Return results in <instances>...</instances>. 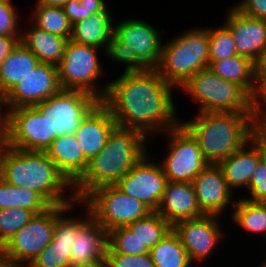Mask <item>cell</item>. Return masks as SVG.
<instances>
[{"label": "cell", "mask_w": 266, "mask_h": 267, "mask_svg": "<svg viewBox=\"0 0 266 267\" xmlns=\"http://www.w3.org/2000/svg\"><path fill=\"white\" fill-rule=\"evenodd\" d=\"M108 84L101 102L119 127L135 129L152 137L154 132L163 134L181 124L171 95V89L176 87L167 83L155 69L124 72Z\"/></svg>", "instance_id": "cell-1"}, {"label": "cell", "mask_w": 266, "mask_h": 267, "mask_svg": "<svg viewBox=\"0 0 266 267\" xmlns=\"http://www.w3.org/2000/svg\"><path fill=\"white\" fill-rule=\"evenodd\" d=\"M143 133L116 125L108 136L105 147L88 162L83 175L73 184L76 200L82 201L92 190L115 185L147 153Z\"/></svg>", "instance_id": "cell-2"}, {"label": "cell", "mask_w": 266, "mask_h": 267, "mask_svg": "<svg viewBox=\"0 0 266 267\" xmlns=\"http://www.w3.org/2000/svg\"><path fill=\"white\" fill-rule=\"evenodd\" d=\"M0 177L16 187L39 193L51 206L68 205L76 201L63 195L73 193V185L58 170L45 151H26L6 147L0 151ZM64 191V192H63Z\"/></svg>", "instance_id": "cell-3"}, {"label": "cell", "mask_w": 266, "mask_h": 267, "mask_svg": "<svg viewBox=\"0 0 266 267\" xmlns=\"http://www.w3.org/2000/svg\"><path fill=\"white\" fill-rule=\"evenodd\" d=\"M253 113L200 112L181 124L197 140L204 159L218 164L252 137Z\"/></svg>", "instance_id": "cell-4"}, {"label": "cell", "mask_w": 266, "mask_h": 267, "mask_svg": "<svg viewBox=\"0 0 266 267\" xmlns=\"http://www.w3.org/2000/svg\"><path fill=\"white\" fill-rule=\"evenodd\" d=\"M208 67V27H203L185 31L163 44L155 70L167 83L178 88L198 71Z\"/></svg>", "instance_id": "cell-5"}, {"label": "cell", "mask_w": 266, "mask_h": 267, "mask_svg": "<svg viewBox=\"0 0 266 267\" xmlns=\"http://www.w3.org/2000/svg\"><path fill=\"white\" fill-rule=\"evenodd\" d=\"M180 89L200 103L199 113H252V97L241 86L214 74L209 67L194 74Z\"/></svg>", "instance_id": "cell-6"}, {"label": "cell", "mask_w": 266, "mask_h": 267, "mask_svg": "<svg viewBox=\"0 0 266 267\" xmlns=\"http://www.w3.org/2000/svg\"><path fill=\"white\" fill-rule=\"evenodd\" d=\"M98 50L95 46L79 44L70 39L67 41L62 60L57 65L62 89L81 90L92 94L99 101L104 99L109 84L104 88L95 86L103 74Z\"/></svg>", "instance_id": "cell-7"}, {"label": "cell", "mask_w": 266, "mask_h": 267, "mask_svg": "<svg viewBox=\"0 0 266 267\" xmlns=\"http://www.w3.org/2000/svg\"><path fill=\"white\" fill-rule=\"evenodd\" d=\"M92 217L108 232L128 226L153 211L142 201L122 192L116 185H105L92 190L82 200Z\"/></svg>", "instance_id": "cell-8"}, {"label": "cell", "mask_w": 266, "mask_h": 267, "mask_svg": "<svg viewBox=\"0 0 266 267\" xmlns=\"http://www.w3.org/2000/svg\"><path fill=\"white\" fill-rule=\"evenodd\" d=\"M100 101L81 90L61 89L35 107L50 124V145L58 136L73 135L83 118Z\"/></svg>", "instance_id": "cell-9"}, {"label": "cell", "mask_w": 266, "mask_h": 267, "mask_svg": "<svg viewBox=\"0 0 266 267\" xmlns=\"http://www.w3.org/2000/svg\"><path fill=\"white\" fill-rule=\"evenodd\" d=\"M57 220V205L35 216L1 248L0 255L17 264L28 266L52 241Z\"/></svg>", "instance_id": "cell-10"}, {"label": "cell", "mask_w": 266, "mask_h": 267, "mask_svg": "<svg viewBox=\"0 0 266 267\" xmlns=\"http://www.w3.org/2000/svg\"><path fill=\"white\" fill-rule=\"evenodd\" d=\"M168 135V155L160 163L169 182L192 183L209 165L204 159L197 140L182 125L165 131ZM163 164V165H162Z\"/></svg>", "instance_id": "cell-11"}, {"label": "cell", "mask_w": 266, "mask_h": 267, "mask_svg": "<svg viewBox=\"0 0 266 267\" xmlns=\"http://www.w3.org/2000/svg\"><path fill=\"white\" fill-rule=\"evenodd\" d=\"M74 203H83L87 208V218L65 217L64 213L67 210H73ZM91 216L90 208L80 200H76L68 205H57V220L52 241L27 267H71V244L73 243L76 231Z\"/></svg>", "instance_id": "cell-12"}, {"label": "cell", "mask_w": 266, "mask_h": 267, "mask_svg": "<svg viewBox=\"0 0 266 267\" xmlns=\"http://www.w3.org/2000/svg\"><path fill=\"white\" fill-rule=\"evenodd\" d=\"M167 182L161 164L151 161L146 154L115 185L125 194L142 201L152 211H157Z\"/></svg>", "instance_id": "cell-13"}, {"label": "cell", "mask_w": 266, "mask_h": 267, "mask_svg": "<svg viewBox=\"0 0 266 267\" xmlns=\"http://www.w3.org/2000/svg\"><path fill=\"white\" fill-rule=\"evenodd\" d=\"M9 115V147L26 151L47 150L50 124L35 106L9 109Z\"/></svg>", "instance_id": "cell-14"}, {"label": "cell", "mask_w": 266, "mask_h": 267, "mask_svg": "<svg viewBox=\"0 0 266 267\" xmlns=\"http://www.w3.org/2000/svg\"><path fill=\"white\" fill-rule=\"evenodd\" d=\"M218 217L217 215H204L179 221L172 226L185 247L191 263L205 261L219 241L221 242L223 230L220 228Z\"/></svg>", "instance_id": "cell-15"}, {"label": "cell", "mask_w": 266, "mask_h": 267, "mask_svg": "<svg viewBox=\"0 0 266 267\" xmlns=\"http://www.w3.org/2000/svg\"><path fill=\"white\" fill-rule=\"evenodd\" d=\"M57 66L40 63L5 96L9 109L35 106L61 90Z\"/></svg>", "instance_id": "cell-16"}, {"label": "cell", "mask_w": 266, "mask_h": 267, "mask_svg": "<svg viewBox=\"0 0 266 267\" xmlns=\"http://www.w3.org/2000/svg\"><path fill=\"white\" fill-rule=\"evenodd\" d=\"M158 32L151 24L130 18L114 24L113 34L129 45L149 69H155L160 61L162 47Z\"/></svg>", "instance_id": "cell-17"}, {"label": "cell", "mask_w": 266, "mask_h": 267, "mask_svg": "<svg viewBox=\"0 0 266 267\" xmlns=\"http://www.w3.org/2000/svg\"><path fill=\"white\" fill-rule=\"evenodd\" d=\"M224 25L230 30L237 51L257 62L266 47V20L254 19L230 8Z\"/></svg>", "instance_id": "cell-18"}, {"label": "cell", "mask_w": 266, "mask_h": 267, "mask_svg": "<svg viewBox=\"0 0 266 267\" xmlns=\"http://www.w3.org/2000/svg\"><path fill=\"white\" fill-rule=\"evenodd\" d=\"M199 208L205 215L221 216L228 207L233 192L218 164H209L193 180Z\"/></svg>", "instance_id": "cell-19"}, {"label": "cell", "mask_w": 266, "mask_h": 267, "mask_svg": "<svg viewBox=\"0 0 266 267\" xmlns=\"http://www.w3.org/2000/svg\"><path fill=\"white\" fill-rule=\"evenodd\" d=\"M116 125L111 112L101 101L83 118L75 135L88 161L105 147Z\"/></svg>", "instance_id": "cell-20"}, {"label": "cell", "mask_w": 266, "mask_h": 267, "mask_svg": "<svg viewBox=\"0 0 266 267\" xmlns=\"http://www.w3.org/2000/svg\"><path fill=\"white\" fill-rule=\"evenodd\" d=\"M156 212L172 226L179 221L205 215L199 208L193 183L169 181Z\"/></svg>", "instance_id": "cell-21"}, {"label": "cell", "mask_w": 266, "mask_h": 267, "mask_svg": "<svg viewBox=\"0 0 266 267\" xmlns=\"http://www.w3.org/2000/svg\"><path fill=\"white\" fill-rule=\"evenodd\" d=\"M260 161V143L252 136L242 148L220 161L218 165L224 173L229 189L233 191L234 188L249 187Z\"/></svg>", "instance_id": "cell-22"}, {"label": "cell", "mask_w": 266, "mask_h": 267, "mask_svg": "<svg viewBox=\"0 0 266 267\" xmlns=\"http://www.w3.org/2000/svg\"><path fill=\"white\" fill-rule=\"evenodd\" d=\"M45 152L72 185L88 166L89 161L85 158L75 134L58 136Z\"/></svg>", "instance_id": "cell-23"}, {"label": "cell", "mask_w": 266, "mask_h": 267, "mask_svg": "<svg viewBox=\"0 0 266 267\" xmlns=\"http://www.w3.org/2000/svg\"><path fill=\"white\" fill-rule=\"evenodd\" d=\"M107 231L92 216L76 231L71 244V266L106 256Z\"/></svg>", "instance_id": "cell-24"}, {"label": "cell", "mask_w": 266, "mask_h": 267, "mask_svg": "<svg viewBox=\"0 0 266 267\" xmlns=\"http://www.w3.org/2000/svg\"><path fill=\"white\" fill-rule=\"evenodd\" d=\"M112 13L106 9L103 13L91 15L89 18L72 25L71 41L79 44L104 48L108 47L109 40L114 33Z\"/></svg>", "instance_id": "cell-25"}, {"label": "cell", "mask_w": 266, "mask_h": 267, "mask_svg": "<svg viewBox=\"0 0 266 267\" xmlns=\"http://www.w3.org/2000/svg\"><path fill=\"white\" fill-rule=\"evenodd\" d=\"M68 39L49 33L32 25L21 32L20 42L36 55L40 63L57 66L64 55Z\"/></svg>", "instance_id": "cell-26"}, {"label": "cell", "mask_w": 266, "mask_h": 267, "mask_svg": "<svg viewBox=\"0 0 266 267\" xmlns=\"http://www.w3.org/2000/svg\"><path fill=\"white\" fill-rule=\"evenodd\" d=\"M209 69L217 76L241 86L251 97L257 84L256 64L251 59L235 55L219 61H209Z\"/></svg>", "instance_id": "cell-27"}, {"label": "cell", "mask_w": 266, "mask_h": 267, "mask_svg": "<svg viewBox=\"0 0 266 267\" xmlns=\"http://www.w3.org/2000/svg\"><path fill=\"white\" fill-rule=\"evenodd\" d=\"M39 64L36 55L20 42L0 65V95L6 96Z\"/></svg>", "instance_id": "cell-28"}, {"label": "cell", "mask_w": 266, "mask_h": 267, "mask_svg": "<svg viewBox=\"0 0 266 267\" xmlns=\"http://www.w3.org/2000/svg\"><path fill=\"white\" fill-rule=\"evenodd\" d=\"M17 207L39 214L45 212L51 205L36 191L13 186L0 177V209Z\"/></svg>", "instance_id": "cell-29"}, {"label": "cell", "mask_w": 266, "mask_h": 267, "mask_svg": "<svg viewBox=\"0 0 266 267\" xmlns=\"http://www.w3.org/2000/svg\"><path fill=\"white\" fill-rule=\"evenodd\" d=\"M150 255L155 267H190L192 264L173 229L150 250Z\"/></svg>", "instance_id": "cell-30"}, {"label": "cell", "mask_w": 266, "mask_h": 267, "mask_svg": "<svg viewBox=\"0 0 266 267\" xmlns=\"http://www.w3.org/2000/svg\"><path fill=\"white\" fill-rule=\"evenodd\" d=\"M234 212L232 221L239 225V228L252 233H261L266 237V203L252 202L245 199L233 201Z\"/></svg>", "instance_id": "cell-31"}, {"label": "cell", "mask_w": 266, "mask_h": 267, "mask_svg": "<svg viewBox=\"0 0 266 267\" xmlns=\"http://www.w3.org/2000/svg\"><path fill=\"white\" fill-rule=\"evenodd\" d=\"M33 17L34 26L49 33L67 38L72 34V25L61 7L35 5Z\"/></svg>", "instance_id": "cell-32"}, {"label": "cell", "mask_w": 266, "mask_h": 267, "mask_svg": "<svg viewBox=\"0 0 266 267\" xmlns=\"http://www.w3.org/2000/svg\"><path fill=\"white\" fill-rule=\"evenodd\" d=\"M128 227L149 250L172 229V225L156 211L129 224Z\"/></svg>", "instance_id": "cell-33"}, {"label": "cell", "mask_w": 266, "mask_h": 267, "mask_svg": "<svg viewBox=\"0 0 266 267\" xmlns=\"http://www.w3.org/2000/svg\"><path fill=\"white\" fill-rule=\"evenodd\" d=\"M106 253L144 255L150 253V250L128 226H121L107 232Z\"/></svg>", "instance_id": "cell-34"}, {"label": "cell", "mask_w": 266, "mask_h": 267, "mask_svg": "<svg viewBox=\"0 0 266 267\" xmlns=\"http://www.w3.org/2000/svg\"><path fill=\"white\" fill-rule=\"evenodd\" d=\"M208 36L209 61H219L237 55L234 38L225 25L209 27Z\"/></svg>", "instance_id": "cell-35"}, {"label": "cell", "mask_w": 266, "mask_h": 267, "mask_svg": "<svg viewBox=\"0 0 266 267\" xmlns=\"http://www.w3.org/2000/svg\"><path fill=\"white\" fill-rule=\"evenodd\" d=\"M34 216L29 209H0V248Z\"/></svg>", "instance_id": "cell-36"}, {"label": "cell", "mask_w": 266, "mask_h": 267, "mask_svg": "<svg viewBox=\"0 0 266 267\" xmlns=\"http://www.w3.org/2000/svg\"><path fill=\"white\" fill-rule=\"evenodd\" d=\"M105 54L116 62L125 63L126 67L124 72H144L149 68L136 56L134 50L114 34L109 40L108 47Z\"/></svg>", "instance_id": "cell-37"}, {"label": "cell", "mask_w": 266, "mask_h": 267, "mask_svg": "<svg viewBox=\"0 0 266 267\" xmlns=\"http://www.w3.org/2000/svg\"><path fill=\"white\" fill-rule=\"evenodd\" d=\"M63 9L73 25L91 15L103 13L107 7L104 0H69Z\"/></svg>", "instance_id": "cell-38"}, {"label": "cell", "mask_w": 266, "mask_h": 267, "mask_svg": "<svg viewBox=\"0 0 266 267\" xmlns=\"http://www.w3.org/2000/svg\"><path fill=\"white\" fill-rule=\"evenodd\" d=\"M17 15L10 0H0V36H21Z\"/></svg>", "instance_id": "cell-39"}, {"label": "cell", "mask_w": 266, "mask_h": 267, "mask_svg": "<svg viewBox=\"0 0 266 267\" xmlns=\"http://www.w3.org/2000/svg\"><path fill=\"white\" fill-rule=\"evenodd\" d=\"M106 258L108 267H155L150 253L144 255L106 253Z\"/></svg>", "instance_id": "cell-40"}, {"label": "cell", "mask_w": 266, "mask_h": 267, "mask_svg": "<svg viewBox=\"0 0 266 267\" xmlns=\"http://www.w3.org/2000/svg\"><path fill=\"white\" fill-rule=\"evenodd\" d=\"M251 198H243L252 202L266 203V167L262 161L257 165L249 184Z\"/></svg>", "instance_id": "cell-41"}, {"label": "cell", "mask_w": 266, "mask_h": 267, "mask_svg": "<svg viewBox=\"0 0 266 267\" xmlns=\"http://www.w3.org/2000/svg\"><path fill=\"white\" fill-rule=\"evenodd\" d=\"M256 76L257 84L255 93L252 96V113L253 116L266 117V75Z\"/></svg>", "instance_id": "cell-42"}, {"label": "cell", "mask_w": 266, "mask_h": 267, "mask_svg": "<svg viewBox=\"0 0 266 267\" xmlns=\"http://www.w3.org/2000/svg\"><path fill=\"white\" fill-rule=\"evenodd\" d=\"M233 7L248 17L266 20V0H241Z\"/></svg>", "instance_id": "cell-43"}, {"label": "cell", "mask_w": 266, "mask_h": 267, "mask_svg": "<svg viewBox=\"0 0 266 267\" xmlns=\"http://www.w3.org/2000/svg\"><path fill=\"white\" fill-rule=\"evenodd\" d=\"M0 105L6 106L8 109V102L6 101L5 96L0 95ZM9 124H10V115L9 110L2 115L1 106H0V151L8 147L9 143Z\"/></svg>", "instance_id": "cell-44"}, {"label": "cell", "mask_w": 266, "mask_h": 267, "mask_svg": "<svg viewBox=\"0 0 266 267\" xmlns=\"http://www.w3.org/2000/svg\"><path fill=\"white\" fill-rule=\"evenodd\" d=\"M252 136L266 148V117H252Z\"/></svg>", "instance_id": "cell-45"}, {"label": "cell", "mask_w": 266, "mask_h": 267, "mask_svg": "<svg viewBox=\"0 0 266 267\" xmlns=\"http://www.w3.org/2000/svg\"><path fill=\"white\" fill-rule=\"evenodd\" d=\"M21 36H0V65L20 43Z\"/></svg>", "instance_id": "cell-46"}, {"label": "cell", "mask_w": 266, "mask_h": 267, "mask_svg": "<svg viewBox=\"0 0 266 267\" xmlns=\"http://www.w3.org/2000/svg\"><path fill=\"white\" fill-rule=\"evenodd\" d=\"M256 64V75H266V47Z\"/></svg>", "instance_id": "cell-47"}, {"label": "cell", "mask_w": 266, "mask_h": 267, "mask_svg": "<svg viewBox=\"0 0 266 267\" xmlns=\"http://www.w3.org/2000/svg\"><path fill=\"white\" fill-rule=\"evenodd\" d=\"M71 267H108L106 256L102 260L88 261L81 264H75Z\"/></svg>", "instance_id": "cell-48"}, {"label": "cell", "mask_w": 266, "mask_h": 267, "mask_svg": "<svg viewBox=\"0 0 266 267\" xmlns=\"http://www.w3.org/2000/svg\"><path fill=\"white\" fill-rule=\"evenodd\" d=\"M69 0H37V3L35 5H45V6H51V7H61L68 2Z\"/></svg>", "instance_id": "cell-49"}, {"label": "cell", "mask_w": 266, "mask_h": 267, "mask_svg": "<svg viewBox=\"0 0 266 267\" xmlns=\"http://www.w3.org/2000/svg\"><path fill=\"white\" fill-rule=\"evenodd\" d=\"M0 267H26V266H23L11 260L5 259L0 255Z\"/></svg>", "instance_id": "cell-50"}, {"label": "cell", "mask_w": 266, "mask_h": 267, "mask_svg": "<svg viewBox=\"0 0 266 267\" xmlns=\"http://www.w3.org/2000/svg\"><path fill=\"white\" fill-rule=\"evenodd\" d=\"M260 155H261V161L266 167V148L263 147L261 144H260Z\"/></svg>", "instance_id": "cell-51"}, {"label": "cell", "mask_w": 266, "mask_h": 267, "mask_svg": "<svg viewBox=\"0 0 266 267\" xmlns=\"http://www.w3.org/2000/svg\"><path fill=\"white\" fill-rule=\"evenodd\" d=\"M261 266H262V267H266V261H265V263H264L263 265L261 264Z\"/></svg>", "instance_id": "cell-52"}]
</instances>
